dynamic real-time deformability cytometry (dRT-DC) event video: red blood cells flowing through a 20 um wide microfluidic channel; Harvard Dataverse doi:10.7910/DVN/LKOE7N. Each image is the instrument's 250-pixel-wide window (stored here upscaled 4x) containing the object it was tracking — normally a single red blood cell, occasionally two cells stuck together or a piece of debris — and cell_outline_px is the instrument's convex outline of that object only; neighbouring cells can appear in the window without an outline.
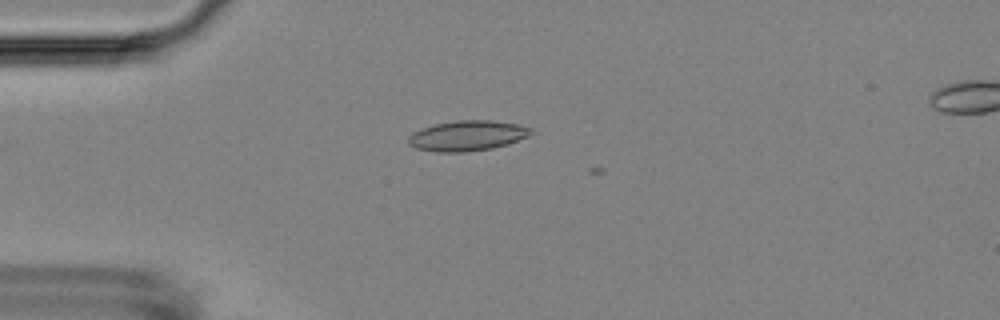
{"species": "Egyptian fruit bat (a non-hibernating species)", "species_latin": "Rousettus aegyptiacus", "temperature_condition": "room temperature", "stored_images_in_passage": 6, "camera_frame_rate_fps": 3000, "um_per_image_px": 0.085, "animal": {"sex": "female"}, "frame": {"image": 1, "passage_image": 4, "time_ms": 1.0, "image_size_px": [1000, 320], "cell_outline_px": [[532, 132], [528, 136], [508, 144], [492, 148], [464, 152], [436, 152], [416, 148], [408, 144], [408, 136], [412, 132], [436, 124], [456, 120], [492, 120], [520, 124], [532, 128]], "centroid_in_image_um": [39.73, 11.53], "position_along_channel_um": 45.3, "area_um2": 21.68}}